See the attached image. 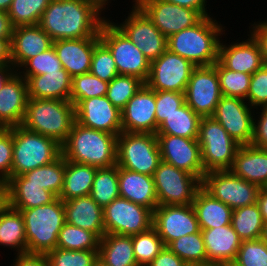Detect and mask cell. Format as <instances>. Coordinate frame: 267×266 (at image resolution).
Segmentation results:
<instances>
[{"label": "cell", "mask_w": 267, "mask_h": 266, "mask_svg": "<svg viewBox=\"0 0 267 266\" xmlns=\"http://www.w3.org/2000/svg\"><path fill=\"white\" fill-rule=\"evenodd\" d=\"M105 19L85 0H51L38 25L54 42L100 37L99 30Z\"/></svg>", "instance_id": "6da1fadb"}, {"label": "cell", "mask_w": 267, "mask_h": 266, "mask_svg": "<svg viewBox=\"0 0 267 266\" xmlns=\"http://www.w3.org/2000/svg\"><path fill=\"white\" fill-rule=\"evenodd\" d=\"M211 17H203L197 24L169 36L167 49L196 67L214 65L218 61L220 38L225 35V26Z\"/></svg>", "instance_id": "7a4b0ae2"}, {"label": "cell", "mask_w": 267, "mask_h": 266, "mask_svg": "<svg viewBox=\"0 0 267 266\" xmlns=\"http://www.w3.org/2000/svg\"><path fill=\"white\" fill-rule=\"evenodd\" d=\"M65 160L107 168L117 162V135L82 126L76 121L61 145Z\"/></svg>", "instance_id": "3957f363"}, {"label": "cell", "mask_w": 267, "mask_h": 266, "mask_svg": "<svg viewBox=\"0 0 267 266\" xmlns=\"http://www.w3.org/2000/svg\"><path fill=\"white\" fill-rule=\"evenodd\" d=\"M75 121V106L71 101L29 98L21 126L62 145Z\"/></svg>", "instance_id": "277c9868"}, {"label": "cell", "mask_w": 267, "mask_h": 266, "mask_svg": "<svg viewBox=\"0 0 267 266\" xmlns=\"http://www.w3.org/2000/svg\"><path fill=\"white\" fill-rule=\"evenodd\" d=\"M15 210L24 219L27 253L46 254L56 248L59 232L66 223L64 201L57 197L50 204Z\"/></svg>", "instance_id": "5b68a950"}, {"label": "cell", "mask_w": 267, "mask_h": 266, "mask_svg": "<svg viewBox=\"0 0 267 266\" xmlns=\"http://www.w3.org/2000/svg\"><path fill=\"white\" fill-rule=\"evenodd\" d=\"M61 155V144L55 139L29 131L21 125L13 127L11 177L51 164Z\"/></svg>", "instance_id": "8992f818"}, {"label": "cell", "mask_w": 267, "mask_h": 266, "mask_svg": "<svg viewBox=\"0 0 267 266\" xmlns=\"http://www.w3.org/2000/svg\"><path fill=\"white\" fill-rule=\"evenodd\" d=\"M204 172L230 170L240 147L213 117H202L198 132Z\"/></svg>", "instance_id": "52a82bcc"}, {"label": "cell", "mask_w": 267, "mask_h": 266, "mask_svg": "<svg viewBox=\"0 0 267 266\" xmlns=\"http://www.w3.org/2000/svg\"><path fill=\"white\" fill-rule=\"evenodd\" d=\"M160 162L161 155L156 134L122 131L117 136V166L153 176Z\"/></svg>", "instance_id": "ba28073f"}, {"label": "cell", "mask_w": 267, "mask_h": 266, "mask_svg": "<svg viewBox=\"0 0 267 266\" xmlns=\"http://www.w3.org/2000/svg\"><path fill=\"white\" fill-rule=\"evenodd\" d=\"M100 41L110 50L120 75L135 76L146 82L150 61L111 20L106 18L99 30Z\"/></svg>", "instance_id": "9c48e42d"}, {"label": "cell", "mask_w": 267, "mask_h": 266, "mask_svg": "<svg viewBox=\"0 0 267 266\" xmlns=\"http://www.w3.org/2000/svg\"><path fill=\"white\" fill-rule=\"evenodd\" d=\"M158 205H190L202 181L184 170L161 161L153 174Z\"/></svg>", "instance_id": "30bf717a"}, {"label": "cell", "mask_w": 267, "mask_h": 266, "mask_svg": "<svg viewBox=\"0 0 267 266\" xmlns=\"http://www.w3.org/2000/svg\"><path fill=\"white\" fill-rule=\"evenodd\" d=\"M202 188L232 210L255 204L260 190L258 185L235 176L230 170L206 172Z\"/></svg>", "instance_id": "8fae6325"}, {"label": "cell", "mask_w": 267, "mask_h": 266, "mask_svg": "<svg viewBox=\"0 0 267 266\" xmlns=\"http://www.w3.org/2000/svg\"><path fill=\"white\" fill-rule=\"evenodd\" d=\"M105 234L131 236L152 227L153 212L142 205L124 199H114L103 208Z\"/></svg>", "instance_id": "7c38bea8"}, {"label": "cell", "mask_w": 267, "mask_h": 266, "mask_svg": "<svg viewBox=\"0 0 267 266\" xmlns=\"http://www.w3.org/2000/svg\"><path fill=\"white\" fill-rule=\"evenodd\" d=\"M196 66L168 49L150 62V73L145 84L154 91L185 93L187 83Z\"/></svg>", "instance_id": "4fadbf2b"}, {"label": "cell", "mask_w": 267, "mask_h": 266, "mask_svg": "<svg viewBox=\"0 0 267 266\" xmlns=\"http://www.w3.org/2000/svg\"><path fill=\"white\" fill-rule=\"evenodd\" d=\"M115 25L142 51L152 62L167 50V37L152 23L147 15L135 4L127 18Z\"/></svg>", "instance_id": "5bb4252c"}, {"label": "cell", "mask_w": 267, "mask_h": 266, "mask_svg": "<svg viewBox=\"0 0 267 266\" xmlns=\"http://www.w3.org/2000/svg\"><path fill=\"white\" fill-rule=\"evenodd\" d=\"M185 103L199 116L212 117L222 97L216 68L196 67L187 83Z\"/></svg>", "instance_id": "9a60e30c"}, {"label": "cell", "mask_w": 267, "mask_h": 266, "mask_svg": "<svg viewBox=\"0 0 267 266\" xmlns=\"http://www.w3.org/2000/svg\"><path fill=\"white\" fill-rule=\"evenodd\" d=\"M135 4L167 38L197 24L204 17L199 11L164 0H135Z\"/></svg>", "instance_id": "2e32d148"}, {"label": "cell", "mask_w": 267, "mask_h": 266, "mask_svg": "<svg viewBox=\"0 0 267 266\" xmlns=\"http://www.w3.org/2000/svg\"><path fill=\"white\" fill-rule=\"evenodd\" d=\"M254 112L246 100L222 95L212 117L236 142L248 145L253 136Z\"/></svg>", "instance_id": "e0dca14e"}, {"label": "cell", "mask_w": 267, "mask_h": 266, "mask_svg": "<svg viewBox=\"0 0 267 266\" xmlns=\"http://www.w3.org/2000/svg\"><path fill=\"white\" fill-rule=\"evenodd\" d=\"M152 227L165 246L182 236L200 231L192 204L158 205L153 211Z\"/></svg>", "instance_id": "ac0fdd59"}, {"label": "cell", "mask_w": 267, "mask_h": 266, "mask_svg": "<svg viewBox=\"0 0 267 266\" xmlns=\"http://www.w3.org/2000/svg\"><path fill=\"white\" fill-rule=\"evenodd\" d=\"M156 135L161 161L197 176L201 181L203 180L205 172L197 139H188L169 134Z\"/></svg>", "instance_id": "d6986e66"}, {"label": "cell", "mask_w": 267, "mask_h": 266, "mask_svg": "<svg viewBox=\"0 0 267 266\" xmlns=\"http://www.w3.org/2000/svg\"><path fill=\"white\" fill-rule=\"evenodd\" d=\"M76 122L98 131L119 135L121 111L106 96L80 100L75 105Z\"/></svg>", "instance_id": "ffe728a7"}, {"label": "cell", "mask_w": 267, "mask_h": 266, "mask_svg": "<svg viewBox=\"0 0 267 266\" xmlns=\"http://www.w3.org/2000/svg\"><path fill=\"white\" fill-rule=\"evenodd\" d=\"M155 91L144 84L121 110L122 131L156 134Z\"/></svg>", "instance_id": "44dd1931"}, {"label": "cell", "mask_w": 267, "mask_h": 266, "mask_svg": "<svg viewBox=\"0 0 267 266\" xmlns=\"http://www.w3.org/2000/svg\"><path fill=\"white\" fill-rule=\"evenodd\" d=\"M248 36L245 41H235L229 45L224 41L220 42L218 62L224 68L252 75L264 65L258 42L251 34Z\"/></svg>", "instance_id": "7402d4cb"}, {"label": "cell", "mask_w": 267, "mask_h": 266, "mask_svg": "<svg viewBox=\"0 0 267 266\" xmlns=\"http://www.w3.org/2000/svg\"><path fill=\"white\" fill-rule=\"evenodd\" d=\"M200 230L205 243L207 266H226L235 261L242 240L231 224Z\"/></svg>", "instance_id": "603a6c76"}, {"label": "cell", "mask_w": 267, "mask_h": 266, "mask_svg": "<svg viewBox=\"0 0 267 266\" xmlns=\"http://www.w3.org/2000/svg\"><path fill=\"white\" fill-rule=\"evenodd\" d=\"M28 99L27 80L16 72L0 92V128L22 124Z\"/></svg>", "instance_id": "cb8c5ba5"}, {"label": "cell", "mask_w": 267, "mask_h": 266, "mask_svg": "<svg viewBox=\"0 0 267 266\" xmlns=\"http://www.w3.org/2000/svg\"><path fill=\"white\" fill-rule=\"evenodd\" d=\"M52 46L53 40L39 25L14 27L11 40L12 65L18 71L29 59Z\"/></svg>", "instance_id": "d4e9b609"}, {"label": "cell", "mask_w": 267, "mask_h": 266, "mask_svg": "<svg viewBox=\"0 0 267 266\" xmlns=\"http://www.w3.org/2000/svg\"><path fill=\"white\" fill-rule=\"evenodd\" d=\"M99 42L100 37L63 39L54 41L53 47L62 67L74 77L90 71L94 47Z\"/></svg>", "instance_id": "484cf974"}, {"label": "cell", "mask_w": 267, "mask_h": 266, "mask_svg": "<svg viewBox=\"0 0 267 266\" xmlns=\"http://www.w3.org/2000/svg\"><path fill=\"white\" fill-rule=\"evenodd\" d=\"M118 188L121 198L149 208L152 212L158 206L153 176L118 166Z\"/></svg>", "instance_id": "4316f807"}, {"label": "cell", "mask_w": 267, "mask_h": 266, "mask_svg": "<svg viewBox=\"0 0 267 266\" xmlns=\"http://www.w3.org/2000/svg\"><path fill=\"white\" fill-rule=\"evenodd\" d=\"M230 171L260 188L267 186V149L240 145Z\"/></svg>", "instance_id": "83f0119b"}, {"label": "cell", "mask_w": 267, "mask_h": 266, "mask_svg": "<svg viewBox=\"0 0 267 266\" xmlns=\"http://www.w3.org/2000/svg\"><path fill=\"white\" fill-rule=\"evenodd\" d=\"M66 223L95 233L105 234L103 208L90 196L64 201Z\"/></svg>", "instance_id": "f1b7e54d"}, {"label": "cell", "mask_w": 267, "mask_h": 266, "mask_svg": "<svg viewBox=\"0 0 267 266\" xmlns=\"http://www.w3.org/2000/svg\"><path fill=\"white\" fill-rule=\"evenodd\" d=\"M28 97L70 101L72 77L62 68L27 79Z\"/></svg>", "instance_id": "f546056e"}, {"label": "cell", "mask_w": 267, "mask_h": 266, "mask_svg": "<svg viewBox=\"0 0 267 266\" xmlns=\"http://www.w3.org/2000/svg\"><path fill=\"white\" fill-rule=\"evenodd\" d=\"M200 229H212L231 224L232 209L213 198L202 187L192 203Z\"/></svg>", "instance_id": "4dcf8cb0"}, {"label": "cell", "mask_w": 267, "mask_h": 266, "mask_svg": "<svg viewBox=\"0 0 267 266\" xmlns=\"http://www.w3.org/2000/svg\"><path fill=\"white\" fill-rule=\"evenodd\" d=\"M98 259L107 266H138L132 237L126 235L104 234L99 243Z\"/></svg>", "instance_id": "1f68e13d"}, {"label": "cell", "mask_w": 267, "mask_h": 266, "mask_svg": "<svg viewBox=\"0 0 267 266\" xmlns=\"http://www.w3.org/2000/svg\"><path fill=\"white\" fill-rule=\"evenodd\" d=\"M9 206L13 209H31L50 204L57 197L43 186L28 184V180H7Z\"/></svg>", "instance_id": "d6a6232c"}, {"label": "cell", "mask_w": 267, "mask_h": 266, "mask_svg": "<svg viewBox=\"0 0 267 266\" xmlns=\"http://www.w3.org/2000/svg\"><path fill=\"white\" fill-rule=\"evenodd\" d=\"M97 167L65 160L62 201L90 195Z\"/></svg>", "instance_id": "836d02e7"}, {"label": "cell", "mask_w": 267, "mask_h": 266, "mask_svg": "<svg viewBox=\"0 0 267 266\" xmlns=\"http://www.w3.org/2000/svg\"><path fill=\"white\" fill-rule=\"evenodd\" d=\"M0 246L16 251L17 255L27 253L23 216L10 206L0 215Z\"/></svg>", "instance_id": "e575fe53"}, {"label": "cell", "mask_w": 267, "mask_h": 266, "mask_svg": "<svg viewBox=\"0 0 267 266\" xmlns=\"http://www.w3.org/2000/svg\"><path fill=\"white\" fill-rule=\"evenodd\" d=\"M65 175V159L61 155L51 164L37 167L19 176L10 177L8 180H28V184L43 186L56 197L60 196L63 189Z\"/></svg>", "instance_id": "d590c367"}, {"label": "cell", "mask_w": 267, "mask_h": 266, "mask_svg": "<svg viewBox=\"0 0 267 266\" xmlns=\"http://www.w3.org/2000/svg\"><path fill=\"white\" fill-rule=\"evenodd\" d=\"M201 118L184 103L158 126L156 134H169L188 139H197Z\"/></svg>", "instance_id": "8d00e7d4"}, {"label": "cell", "mask_w": 267, "mask_h": 266, "mask_svg": "<svg viewBox=\"0 0 267 266\" xmlns=\"http://www.w3.org/2000/svg\"><path fill=\"white\" fill-rule=\"evenodd\" d=\"M231 226L242 241L261 238L264 221L258 205L255 203L234 209Z\"/></svg>", "instance_id": "74e56055"}, {"label": "cell", "mask_w": 267, "mask_h": 266, "mask_svg": "<svg viewBox=\"0 0 267 266\" xmlns=\"http://www.w3.org/2000/svg\"><path fill=\"white\" fill-rule=\"evenodd\" d=\"M90 196L102 208L120 197L117 165L107 168H97Z\"/></svg>", "instance_id": "f35d334b"}, {"label": "cell", "mask_w": 267, "mask_h": 266, "mask_svg": "<svg viewBox=\"0 0 267 266\" xmlns=\"http://www.w3.org/2000/svg\"><path fill=\"white\" fill-rule=\"evenodd\" d=\"M167 247L186 264L207 266L206 249L201 230L198 233L182 236L172 241Z\"/></svg>", "instance_id": "ab89813d"}, {"label": "cell", "mask_w": 267, "mask_h": 266, "mask_svg": "<svg viewBox=\"0 0 267 266\" xmlns=\"http://www.w3.org/2000/svg\"><path fill=\"white\" fill-rule=\"evenodd\" d=\"M100 238L93 232L65 223L56 248L64 250H99Z\"/></svg>", "instance_id": "60d3db41"}, {"label": "cell", "mask_w": 267, "mask_h": 266, "mask_svg": "<svg viewBox=\"0 0 267 266\" xmlns=\"http://www.w3.org/2000/svg\"><path fill=\"white\" fill-rule=\"evenodd\" d=\"M51 0H13L7 11L13 27L38 25Z\"/></svg>", "instance_id": "b9f144b4"}, {"label": "cell", "mask_w": 267, "mask_h": 266, "mask_svg": "<svg viewBox=\"0 0 267 266\" xmlns=\"http://www.w3.org/2000/svg\"><path fill=\"white\" fill-rule=\"evenodd\" d=\"M134 256L138 266H147L165 247L156 230L151 227L148 231L131 235Z\"/></svg>", "instance_id": "7bdbcfd3"}, {"label": "cell", "mask_w": 267, "mask_h": 266, "mask_svg": "<svg viewBox=\"0 0 267 266\" xmlns=\"http://www.w3.org/2000/svg\"><path fill=\"white\" fill-rule=\"evenodd\" d=\"M144 84L138 77L118 74L109 82L106 97L121 111Z\"/></svg>", "instance_id": "ee69618b"}, {"label": "cell", "mask_w": 267, "mask_h": 266, "mask_svg": "<svg viewBox=\"0 0 267 266\" xmlns=\"http://www.w3.org/2000/svg\"><path fill=\"white\" fill-rule=\"evenodd\" d=\"M213 66L217 70L222 95L246 100L250 88L251 74L229 70L218 61Z\"/></svg>", "instance_id": "f6af8a7d"}, {"label": "cell", "mask_w": 267, "mask_h": 266, "mask_svg": "<svg viewBox=\"0 0 267 266\" xmlns=\"http://www.w3.org/2000/svg\"><path fill=\"white\" fill-rule=\"evenodd\" d=\"M108 84L90 72L76 75L72 77L70 101L75 106L83 99L106 96Z\"/></svg>", "instance_id": "bcb514c9"}, {"label": "cell", "mask_w": 267, "mask_h": 266, "mask_svg": "<svg viewBox=\"0 0 267 266\" xmlns=\"http://www.w3.org/2000/svg\"><path fill=\"white\" fill-rule=\"evenodd\" d=\"M49 266H94L98 250H64L55 248L45 254Z\"/></svg>", "instance_id": "7dc6e473"}, {"label": "cell", "mask_w": 267, "mask_h": 266, "mask_svg": "<svg viewBox=\"0 0 267 266\" xmlns=\"http://www.w3.org/2000/svg\"><path fill=\"white\" fill-rule=\"evenodd\" d=\"M62 68V63L52 46L45 52L29 59L17 72L27 80L30 76L42 75L47 72L61 70Z\"/></svg>", "instance_id": "c3c4849f"}, {"label": "cell", "mask_w": 267, "mask_h": 266, "mask_svg": "<svg viewBox=\"0 0 267 266\" xmlns=\"http://www.w3.org/2000/svg\"><path fill=\"white\" fill-rule=\"evenodd\" d=\"M235 266H267V243L261 238L242 241Z\"/></svg>", "instance_id": "681fc988"}, {"label": "cell", "mask_w": 267, "mask_h": 266, "mask_svg": "<svg viewBox=\"0 0 267 266\" xmlns=\"http://www.w3.org/2000/svg\"><path fill=\"white\" fill-rule=\"evenodd\" d=\"M89 72L108 83L118 75L112 54L101 41L94 47Z\"/></svg>", "instance_id": "f907efd6"}, {"label": "cell", "mask_w": 267, "mask_h": 266, "mask_svg": "<svg viewBox=\"0 0 267 266\" xmlns=\"http://www.w3.org/2000/svg\"><path fill=\"white\" fill-rule=\"evenodd\" d=\"M156 102V131L158 126L176 109L185 103V94L172 91H155Z\"/></svg>", "instance_id": "816d5d0a"}, {"label": "cell", "mask_w": 267, "mask_h": 266, "mask_svg": "<svg viewBox=\"0 0 267 266\" xmlns=\"http://www.w3.org/2000/svg\"><path fill=\"white\" fill-rule=\"evenodd\" d=\"M248 101V102H247ZM246 102L258 111V107L267 106V65L251 75L250 88Z\"/></svg>", "instance_id": "f5cc1de1"}, {"label": "cell", "mask_w": 267, "mask_h": 266, "mask_svg": "<svg viewBox=\"0 0 267 266\" xmlns=\"http://www.w3.org/2000/svg\"><path fill=\"white\" fill-rule=\"evenodd\" d=\"M13 161V127L0 128V179L11 177Z\"/></svg>", "instance_id": "db71d44e"}, {"label": "cell", "mask_w": 267, "mask_h": 266, "mask_svg": "<svg viewBox=\"0 0 267 266\" xmlns=\"http://www.w3.org/2000/svg\"><path fill=\"white\" fill-rule=\"evenodd\" d=\"M259 110L262 112H256V114L260 113L257 115L258 119L254 114L251 145L267 149V106L261 107Z\"/></svg>", "instance_id": "11a10c76"}, {"label": "cell", "mask_w": 267, "mask_h": 266, "mask_svg": "<svg viewBox=\"0 0 267 266\" xmlns=\"http://www.w3.org/2000/svg\"><path fill=\"white\" fill-rule=\"evenodd\" d=\"M251 26L252 28H249V33L258 42L264 64L267 65V19L262 22L261 20L256 23L254 22Z\"/></svg>", "instance_id": "9f6ffc18"}, {"label": "cell", "mask_w": 267, "mask_h": 266, "mask_svg": "<svg viewBox=\"0 0 267 266\" xmlns=\"http://www.w3.org/2000/svg\"><path fill=\"white\" fill-rule=\"evenodd\" d=\"M147 266H186V263L165 246Z\"/></svg>", "instance_id": "6f0895ef"}, {"label": "cell", "mask_w": 267, "mask_h": 266, "mask_svg": "<svg viewBox=\"0 0 267 266\" xmlns=\"http://www.w3.org/2000/svg\"><path fill=\"white\" fill-rule=\"evenodd\" d=\"M11 266H49V262L45 254L24 253L16 255Z\"/></svg>", "instance_id": "680465c9"}, {"label": "cell", "mask_w": 267, "mask_h": 266, "mask_svg": "<svg viewBox=\"0 0 267 266\" xmlns=\"http://www.w3.org/2000/svg\"><path fill=\"white\" fill-rule=\"evenodd\" d=\"M166 2L176 4L185 8L199 11L204 17L210 16L207 11V0H164Z\"/></svg>", "instance_id": "91938a15"}, {"label": "cell", "mask_w": 267, "mask_h": 266, "mask_svg": "<svg viewBox=\"0 0 267 266\" xmlns=\"http://www.w3.org/2000/svg\"><path fill=\"white\" fill-rule=\"evenodd\" d=\"M12 38H0V66L12 64Z\"/></svg>", "instance_id": "94428289"}, {"label": "cell", "mask_w": 267, "mask_h": 266, "mask_svg": "<svg viewBox=\"0 0 267 266\" xmlns=\"http://www.w3.org/2000/svg\"><path fill=\"white\" fill-rule=\"evenodd\" d=\"M13 28L8 13L0 10V38H12Z\"/></svg>", "instance_id": "6125c7cd"}, {"label": "cell", "mask_w": 267, "mask_h": 266, "mask_svg": "<svg viewBox=\"0 0 267 266\" xmlns=\"http://www.w3.org/2000/svg\"><path fill=\"white\" fill-rule=\"evenodd\" d=\"M256 204L259 207L263 221L267 222V188H260Z\"/></svg>", "instance_id": "be15d7a7"}, {"label": "cell", "mask_w": 267, "mask_h": 266, "mask_svg": "<svg viewBox=\"0 0 267 266\" xmlns=\"http://www.w3.org/2000/svg\"><path fill=\"white\" fill-rule=\"evenodd\" d=\"M9 206L8 183L0 179V215Z\"/></svg>", "instance_id": "e7e4bbea"}, {"label": "cell", "mask_w": 267, "mask_h": 266, "mask_svg": "<svg viewBox=\"0 0 267 266\" xmlns=\"http://www.w3.org/2000/svg\"><path fill=\"white\" fill-rule=\"evenodd\" d=\"M12 64L7 66H0V92L3 89L6 82L16 73Z\"/></svg>", "instance_id": "03108f58"}, {"label": "cell", "mask_w": 267, "mask_h": 266, "mask_svg": "<svg viewBox=\"0 0 267 266\" xmlns=\"http://www.w3.org/2000/svg\"><path fill=\"white\" fill-rule=\"evenodd\" d=\"M87 3L91 4L100 14H103L102 11L106 9L110 0H85ZM107 5V6H106Z\"/></svg>", "instance_id": "003e7915"}, {"label": "cell", "mask_w": 267, "mask_h": 266, "mask_svg": "<svg viewBox=\"0 0 267 266\" xmlns=\"http://www.w3.org/2000/svg\"><path fill=\"white\" fill-rule=\"evenodd\" d=\"M13 0H0V10L8 11Z\"/></svg>", "instance_id": "a7ac6f4b"}, {"label": "cell", "mask_w": 267, "mask_h": 266, "mask_svg": "<svg viewBox=\"0 0 267 266\" xmlns=\"http://www.w3.org/2000/svg\"><path fill=\"white\" fill-rule=\"evenodd\" d=\"M261 239L267 243V222H264Z\"/></svg>", "instance_id": "89a4df30"}, {"label": "cell", "mask_w": 267, "mask_h": 266, "mask_svg": "<svg viewBox=\"0 0 267 266\" xmlns=\"http://www.w3.org/2000/svg\"><path fill=\"white\" fill-rule=\"evenodd\" d=\"M94 266H107L103 262H101L99 259L95 262Z\"/></svg>", "instance_id": "2644e50d"}, {"label": "cell", "mask_w": 267, "mask_h": 266, "mask_svg": "<svg viewBox=\"0 0 267 266\" xmlns=\"http://www.w3.org/2000/svg\"><path fill=\"white\" fill-rule=\"evenodd\" d=\"M186 266H204V265H200V264H186Z\"/></svg>", "instance_id": "8c879c8a"}]
</instances>
